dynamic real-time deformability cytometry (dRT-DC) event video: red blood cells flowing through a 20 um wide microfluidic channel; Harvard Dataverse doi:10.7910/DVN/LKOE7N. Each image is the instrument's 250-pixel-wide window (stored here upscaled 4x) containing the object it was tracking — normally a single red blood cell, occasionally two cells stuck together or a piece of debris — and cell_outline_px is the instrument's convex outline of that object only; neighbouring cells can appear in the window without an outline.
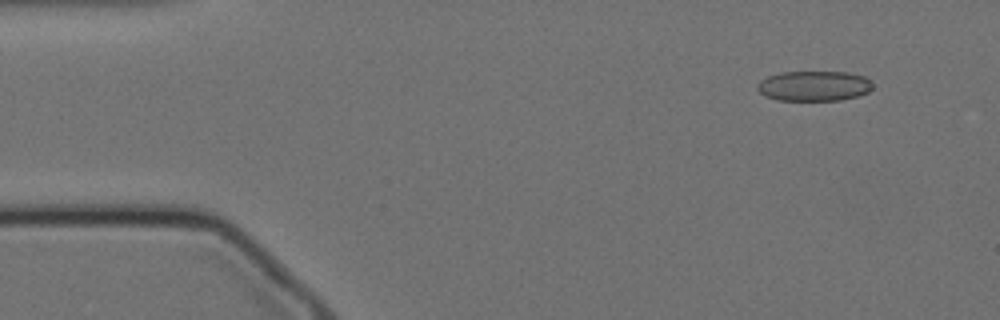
{"species": "Egyptian fruit bat (a non-hibernating species)", "species_latin": "Rousettus aegyptiacus", "temperature_condition": "cold", "stored_images_in_passage": 13, "camera_frame_rate_fps": 3000, "um_per_image_px": 0.085, "animal": {"sex": "female"}, "frame": {"image": 1, "passage_image": 4, "time_ms": 1.0, "image_size_px": [1000, 320], "cell_outline_px": [[872, 88], [868, 92], [860, 96], [840, 100], [776, 100], [764, 96], [756, 88], [756, 84], [760, 80], [768, 76], [780, 72], [848, 72], [864, 76], [872, 84]], "centroid_in_image_um": [69.16, 7.31], "position_along_channel_um": 15.8, "area_um2": 20.4}}